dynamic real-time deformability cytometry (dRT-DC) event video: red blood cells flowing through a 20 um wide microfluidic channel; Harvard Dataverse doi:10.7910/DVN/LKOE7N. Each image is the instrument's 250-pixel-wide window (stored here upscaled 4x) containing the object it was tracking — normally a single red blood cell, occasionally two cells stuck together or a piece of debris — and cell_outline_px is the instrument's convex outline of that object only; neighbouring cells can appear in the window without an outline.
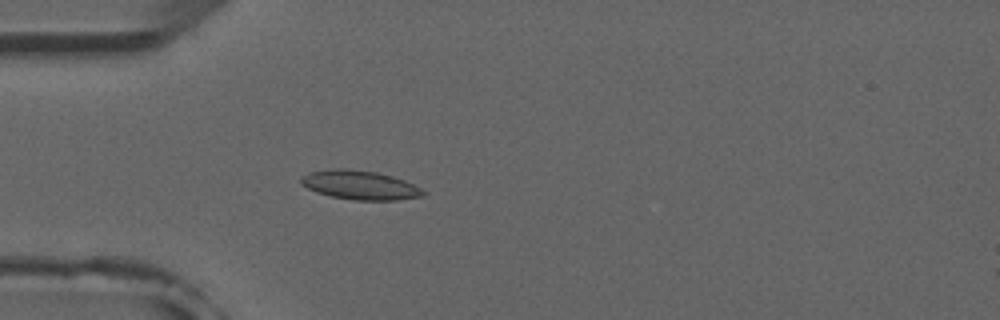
{"species": "common noctule bat (a hibernating species)", "species_latin": "Nyctalus noctula", "temperature_condition": "room temperature", "stored_images_in_passage": 1, "camera_frame_rate_fps": 3000, "um_per_image_px": 0.085, "animal": {"sex": "male", "forearm_length_mm": 52.5}, "frame": {"image": 1, "passage_image": 1, "time_ms": 0.0, "image_size_px": [1000, 320], "cell_outline_px": [[428, 192], [424, 196], [396, 200], [352, 200], [332, 196], [316, 192], [300, 184], [300, 176], [308, 172], [336, 168], [348, 168], [376, 172], [392, 176], [404, 180]], "centroid_in_image_um": [30.58, 15.72], "position_along_channel_um": 54.4, "area_um2": 20.81}}